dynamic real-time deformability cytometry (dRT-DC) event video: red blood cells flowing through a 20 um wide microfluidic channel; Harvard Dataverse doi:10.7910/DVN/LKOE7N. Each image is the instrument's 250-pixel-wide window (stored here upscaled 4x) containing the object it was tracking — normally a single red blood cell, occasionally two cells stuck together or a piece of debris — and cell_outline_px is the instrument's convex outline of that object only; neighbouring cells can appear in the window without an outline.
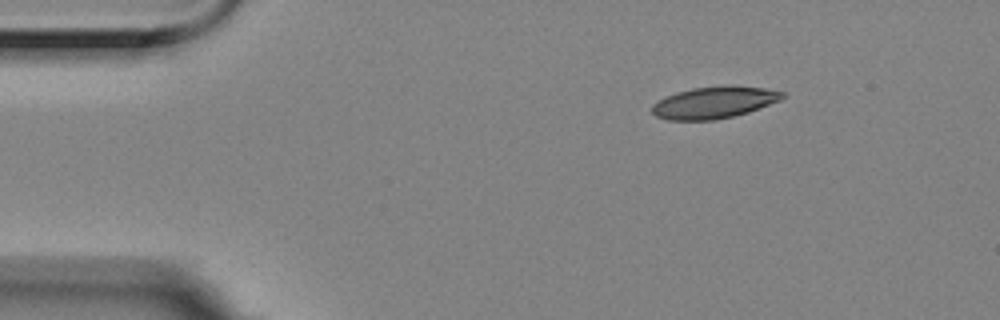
{"species": "Egyptian fruit bat (a non-hibernating species)", "species_latin": "Rousettus aegyptiacus", "temperature_condition": "room temperature", "stored_images_in_passage": 25, "camera_frame_rate_fps": 3000, "um_per_image_px": 0.085, "animal": {"sex": "female"}, "frame": {"image": 1, "passage_image": 1, "time_ms": 0.0, "image_size_px": [1000, 320], "cell_outline_px": [[784, 96], [780, 100], [748, 112], [716, 120], [668, 120], [656, 116], [652, 112], [652, 104], [676, 92], [692, 88], [724, 84], [764, 88], [784, 92]], "centroid_in_image_um": [60.69, 8.7], "position_along_channel_um": 24.3, "area_um2": 24.16}}
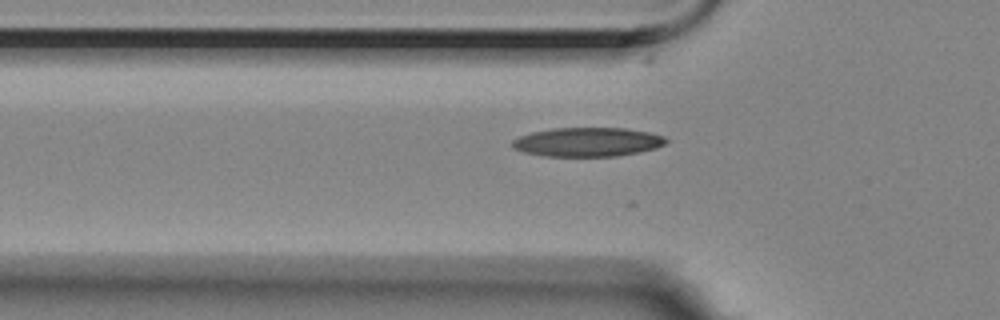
{"frame": {"image": 2, "passage_image": 11, "time_ms": 3.333, "image_size_px": [1000, 320], "cell_outline_px": [[668, 140], [664, 144], [656, 148], [640, 152], [616, 156], [540, 156], [524, 152], [512, 148], [512, 140], [520, 136], [532, 132], [552, 128], [624, 128], [652, 132], [664, 136]], "centroid_in_image_um": [49.95, 12.07], "position_along_channel_um": 75.9, "area_um2": 26.18}}
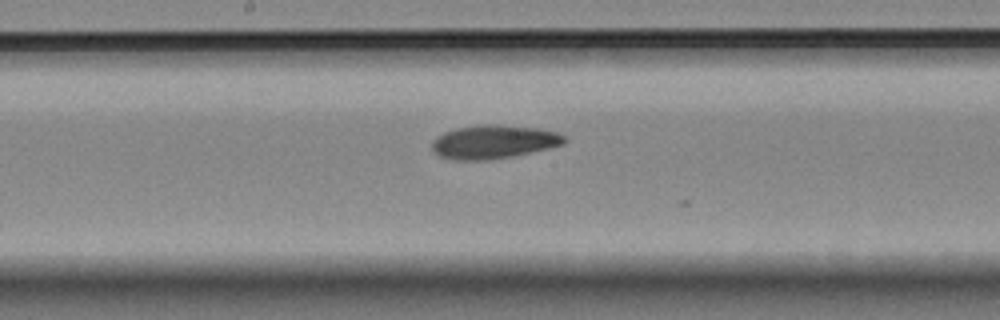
{"frame": {"image": 3, "passage_image": 22, "time_ms": 7.0, "image_size_px": [1000, 320], "cell_outline_px": [[568, 140], [564, 144], [548, 148], [512, 156], [492, 160], [452, 160], [440, 156], [432, 152], [432, 140], [436, 136], [444, 132], [456, 128], [480, 124], [500, 124], [540, 128], [556, 132], [564, 136]], "centroid_in_image_um": [41.94, 12.05], "position_along_channel_um": 206.3, "area_um2": 26.24}}